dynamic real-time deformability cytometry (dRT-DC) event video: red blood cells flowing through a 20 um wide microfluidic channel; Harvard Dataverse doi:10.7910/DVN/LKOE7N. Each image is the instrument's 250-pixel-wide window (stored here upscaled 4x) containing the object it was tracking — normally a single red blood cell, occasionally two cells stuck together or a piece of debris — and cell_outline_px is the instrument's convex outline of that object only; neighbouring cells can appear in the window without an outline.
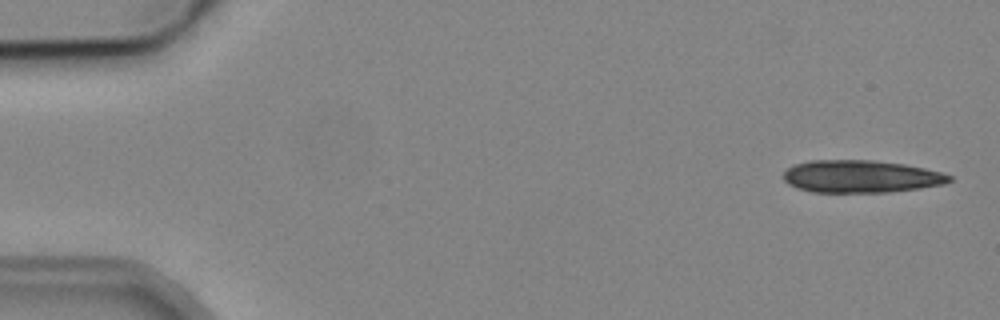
{"species": "common noctule bat (a hibernating species)", "species_latin": "Nyctalus noctula", "temperature_condition": "cold", "stored_images_in_passage": 7, "camera_frame_rate_fps": 3000, "um_per_image_px": 0.085, "animal": {"sex": "male", "body_mass_g": 19.2, "forearm_length_mm": 51.8}, "frame": {"image": 1, "passage_image": 1, "time_ms": 0.0, "image_size_px": [1000, 320], "cell_outline_px": [[952, 180], [944, 184], [920, 188], [888, 192], [812, 192], [796, 188], [788, 184], [784, 180], [784, 172], [792, 164], [808, 160], [872, 160], [904, 164], [924, 168], [940, 172], [952, 176]], "centroid_in_image_um": [73.14, 14.99], "position_along_channel_um": 11.9, "area_um2": 31.5}}
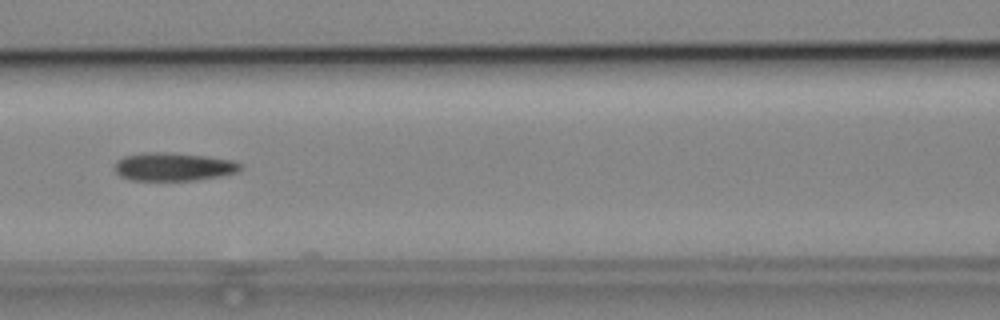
{"frame": {"image": 2, "passage_image": 7, "time_ms": 7.333, "image_size_px": [1000, 320], "cell_outline_px": [[244, 168], [236, 172], [216, 176], [192, 180], [132, 180], [120, 176], [116, 172], [116, 160], [124, 156], [144, 152], [164, 152], [208, 156], [232, 160], [244, 164]], "centroid_in_image_um": [14.76, 14.16], "position_along_channel_um": 151.8, "area_um2": 20.58}}